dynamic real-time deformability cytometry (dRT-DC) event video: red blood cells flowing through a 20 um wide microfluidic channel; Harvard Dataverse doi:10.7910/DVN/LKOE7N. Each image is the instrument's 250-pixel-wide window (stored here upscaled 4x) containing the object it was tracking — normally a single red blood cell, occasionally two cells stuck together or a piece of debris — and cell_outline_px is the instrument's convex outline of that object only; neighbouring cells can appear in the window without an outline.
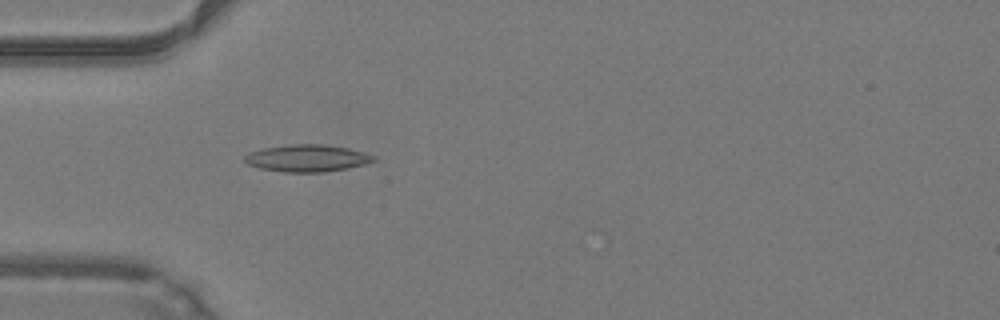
{"species": "common noctule bat (a hibernating species)", "species_latin": "Nyctalus noctula", "temperature_condition": "warm", "stored_images_in_passage": 37, "camera_frame_rate_fps": 3000, "um_per_image_px": 0.085, "animal": {"sex": "male", "body_mass_g": 19.2, "forearm_length_mm": 51.8}, "frame": {"image": 1, "passage_image": 4, "time_ms": 1.0, "image_size_px": [1000, 320], "cell_outline_px": [[376, 160], [364, 164], [348, 168], [324, 172], [284, 172], [260, 168], [248, 164], [244, 160], [244, 156], [248, 152], [260, 148], [292, 144], [320, 144], [348, 148], [364, 152], [376, 156]], "centroid_in_image_um": [26.09, 13.44], "position_along_channel_um": 58.9, "area_um2": 20.4}}
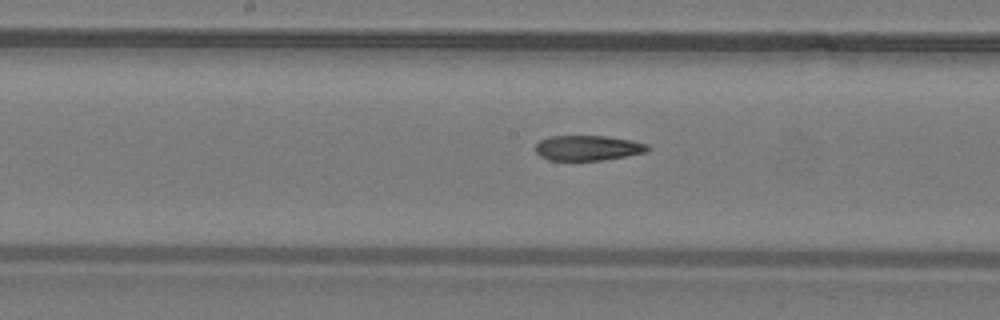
{"frame": {"image": 2, "passage_image": 14, "time_ms": 4.333, "image_size_px": [1000, 320], "cell_outline_px": [[652, 148], [644, 152], [624, 156], [600, 160], [548, 160], [540, 156], [536, 152], [536, 144], [540, 140], [552, 136], [604, 136], [632, 140], [648, 144]], "centroid_in_image_um": [49.96, 12.57], "position_along_channel_um": 198.2, "area_um2": 16.3}}
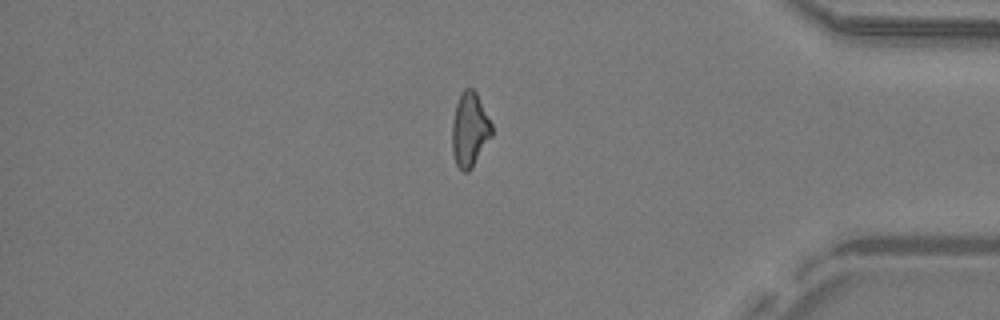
{"frame": {"image": 3, "passage_image": 30, "time_ms": 9.667, "image_size_px": [1000, 320], "cell_outline_px": [[492, 136], [472, 168], [468, 172], [464, 172], [456, 164], [452, 152], [452, 124], [456, 104], [464, 88], [472, 88], [476, 92], [492, 124]], "centroid_in_image_um": [39.93, 11.04], "position_along_channel_um": 395.3, "area_um2": 17.11}, "authors_computed_cell_mechanics": {"area_um2": 17.5134, "velocity_mm_per_s": 4.27, "shape_relaxation_time_tau1_ms": null, "shape_relaxation_time_tau2_ms": 4.3445, "deformation_change_tau1": null, "deformation_change_tau2": 0.1382}}